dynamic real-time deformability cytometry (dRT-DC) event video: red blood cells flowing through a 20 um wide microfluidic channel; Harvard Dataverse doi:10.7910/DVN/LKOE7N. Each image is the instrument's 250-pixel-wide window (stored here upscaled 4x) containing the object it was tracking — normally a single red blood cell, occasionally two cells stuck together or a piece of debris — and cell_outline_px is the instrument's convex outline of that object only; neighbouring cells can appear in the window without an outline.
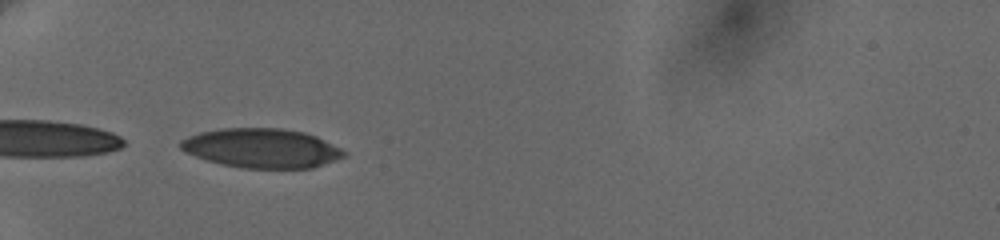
{"species": "human", "species_latin": "Homo sapiens", "temperature_condition": "cold", "stored_images_in_passage": 12, "camera_frame_rate_fps": 3000, "um_per_image_px": 0.085, "donor": {"sex": "female"}, "frame": {"image": 1, "passage_image": 8, "time_ms": 6.667, "image_size_px": [1000, 240], "cell_outline_px": [[348, 152], [344, 156], [312, 168], [240, 168], [208, 160], [196, 156], [180, 148], [180, 140], [188, 136], [200, 132], [224, 128], [280, 128], [304, 132], [316, 136]], "centroid_in_image_um": [22.24, 12.59], "position_along_channel_um": 62.8, "area_um2": 37.11}}
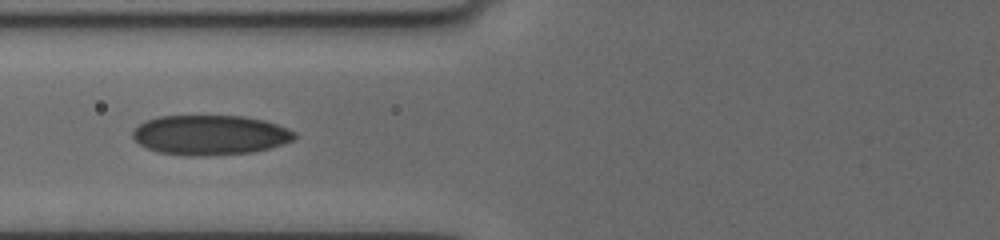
{"frame": {"image": 2, "passage_image": 10, "time_ms": 8.333, "image_size_px": [1000, 240], "cell_outline_px": [[296, 140], [272, 148], [252, 152], [208, 156], [184, 156], [156, 152], [140, 144], [132, 136], [132, 128], [144, 120], [156, 116], [244, 116], [264, 120], [288, 128], [296, 132]], "centroid_in_image_um": [17.85, 11.48], "position_along_channel_um": 107.9, "area_um2": 38.21}}
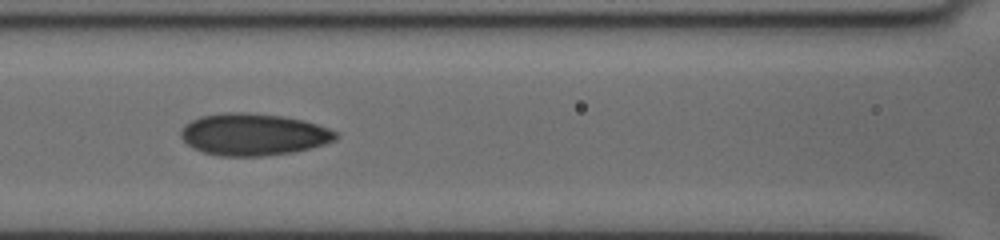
{"frame": {"image": 3, "passage_image": 11, "time_ms": 9.333, "image_size_px": [1000, 240], "cell_outline_px": [[340, 136], [336, 140], [324, 144], [292, 152], [264, 156], [220, 156], [204, 152], [192, 148], [180, 136], [180, 132], [184, 124], [200, 116], [228, 112], [244, 112], [280, 116], [304, 120], [328, 128], [336, 132]], "centroid_in_image_um": [21.53, 11.43], "position_along_channel_um": 145.1, "area_um2": 37.8}}